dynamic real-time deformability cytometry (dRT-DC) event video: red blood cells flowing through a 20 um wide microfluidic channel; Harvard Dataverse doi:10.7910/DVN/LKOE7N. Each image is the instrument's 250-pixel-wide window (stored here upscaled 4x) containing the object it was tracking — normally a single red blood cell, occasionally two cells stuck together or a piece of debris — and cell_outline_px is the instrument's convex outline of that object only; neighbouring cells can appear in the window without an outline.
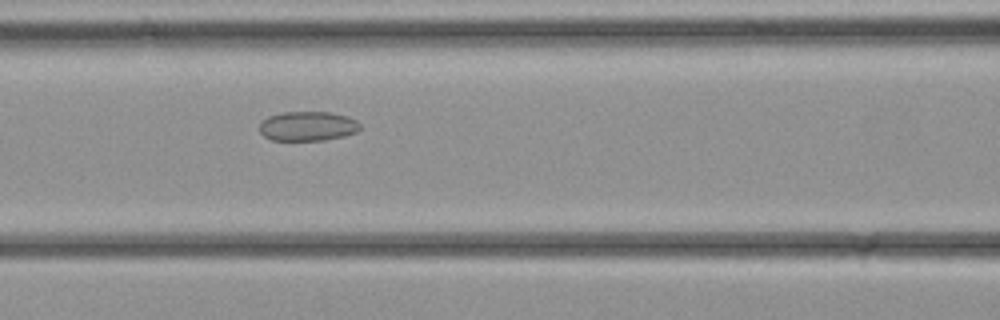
{"species": "common noctule bat (a hibernating species)", "species_latin": "Nyctalus noctula", "temperature_condition": "cold", "stored_images_in_passage": 35, "camera_frame_rate_fps": 3000, "um_per_image_px": 0.085, "animal": {"sex": "female", "body_mass_g": 21.9}, "frame": {"image": 1, "passage_image": 15, "time_ms": 4.667, "image_size_px": [1000, 320], "cell_outline_px": [[360, 128], [356, 132], [344, 136], [324, 140], [272, 140], [264, 136], [260, 132], [260, 120], [268, 116], [284, 112], [332, 112], [348, 116], [356, 120], [360, 124]], "centroid_in_image_um": [26.15, 10.71], "position_along_channel_um": 140.5, "area_um2": 17.4}}
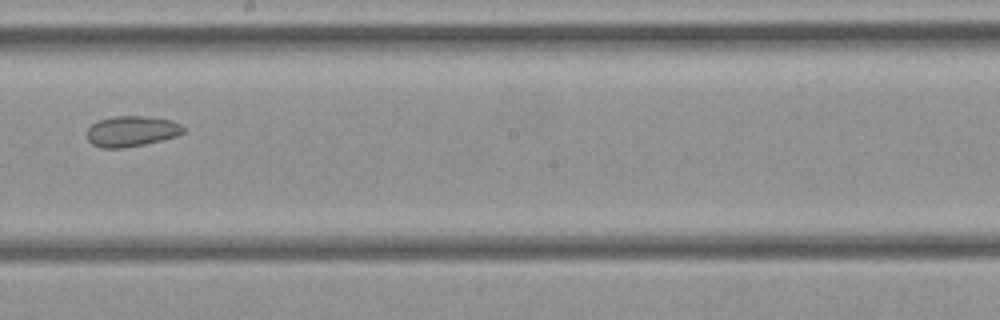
{"frame": {"image": 2, "passage_image": 20, "time_ms": 6.333, "image_size_px": [1000, 320], "cell_outline_px": [[184, 132], [176, 136], [164, 140], [124, 148], [100, 148], [92, 144], [88, 140], [88, 128], [92, 124], [100, 120], [112, 116], [148, 116], [172, 120], [180, 124], [184, 128]], "centroid_in_image_um": [11.2, 11.16], "position_along_channel_um": 237.0, "area_um2": 17.28}}
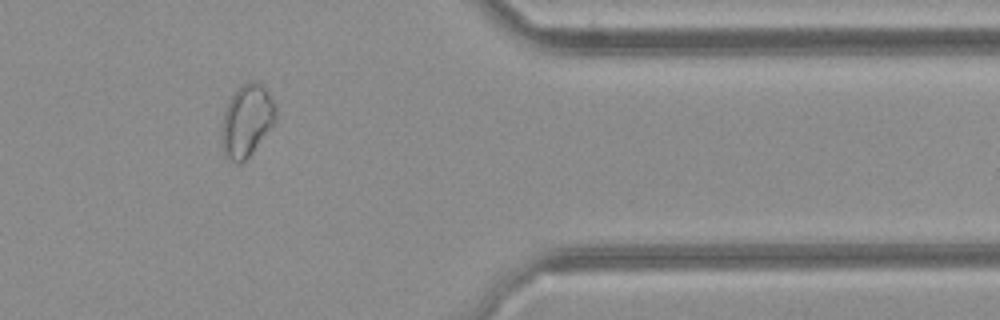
{"frame": {"image": 3, "passage_image": 29, "time_ms": 9.333, "image_size_px": [1000, 320], "cell_outline_px": [[276, 120], [252, 152], [240, 164], [236, 164], [228, 160], [224, 156], [220, 136], [220, 128], [224, 112], [232, 96], [244, 84], [252, 80], [264, 84], [276, 108]], "centroid_in_image_um": [20.95, 10.29], "position_along_channel_um": 390.5, "area_um2": 22.72}}